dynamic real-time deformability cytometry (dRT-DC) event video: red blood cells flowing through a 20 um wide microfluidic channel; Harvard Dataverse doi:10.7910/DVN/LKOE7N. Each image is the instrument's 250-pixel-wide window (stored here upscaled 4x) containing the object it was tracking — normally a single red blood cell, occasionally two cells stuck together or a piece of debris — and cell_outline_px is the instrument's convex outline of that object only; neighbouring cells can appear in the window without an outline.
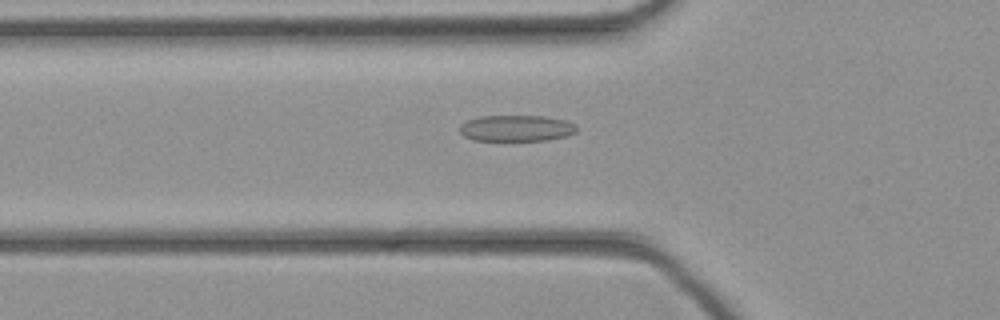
{"species": "common noctule bat (a hibernating species)", "species_latin": "Nyctalus noctula", "temperature_condition": "cold", "stored_images_in_passage": 35, "camera_frame_rate_fps": 3000, "um_per_image_px": 0.085, "animal": {"sex": "female", "body_mass_g": 21.9}, "frame": {"image": 1, "passage_image": 9, "time_ms": 2.667, "image_size_px": [1000, 320], "cell_outline_px": [[580, 128], [576, 132], [568, 136], [548, 140], [512, 144], [472, 140], [464, 136], [460, 132], [460, 124], [468, 120], [480, 116], [544, 116], [568, 120], [576, 124]], "centroid_in_image_um": [43.93, 10.96], "position_along_channel_um": 81.9, "area_um2": 19.19}}
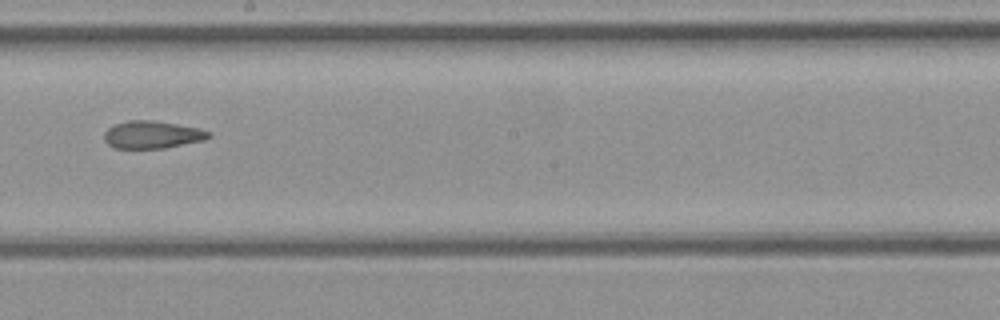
{"frame": {"image": 2, "passage_image": 19, "time_ms": 6.0, "image_size_px": [1000, 320], "cell_outline_px": [[212, 136], [204, 140], [164, 148], [112, 148], [104, 140], [104, 132], [108, 128], [116, 124], [128, 120], [152, 120], [200, 128], [212, 132]], "centroid_in_image_um": [12.95, 11.45], "position_along_channel_um": 235.3, "area_um2": 16.82}}
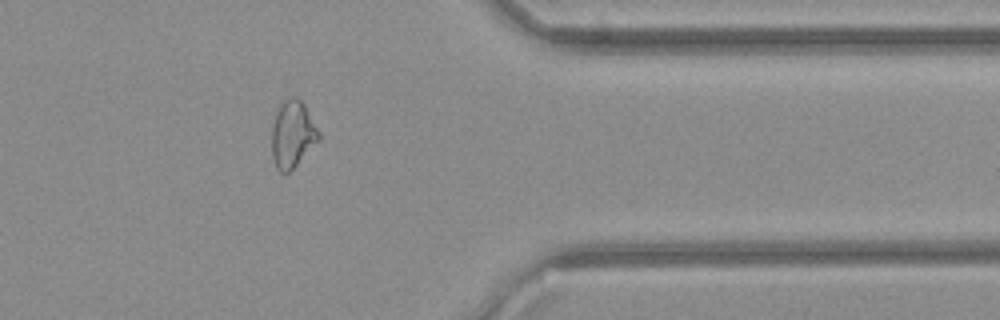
{"frame": {"image": 3, "passage_image": 30, "time_ms": 9.667, "image_size_px": [1000, 320], "cell_outline_px": [[320, 140], [284, 176], [276, 168], [272, 156], [272, 128], [276, 112], [280, 104], [288, 96], [296, 96], [304, 104], [320, 132]], "centroid_in_image_um": [24.86, 11.4], "position_along_channel_um": 386.5, "area_um2": 18.38}}